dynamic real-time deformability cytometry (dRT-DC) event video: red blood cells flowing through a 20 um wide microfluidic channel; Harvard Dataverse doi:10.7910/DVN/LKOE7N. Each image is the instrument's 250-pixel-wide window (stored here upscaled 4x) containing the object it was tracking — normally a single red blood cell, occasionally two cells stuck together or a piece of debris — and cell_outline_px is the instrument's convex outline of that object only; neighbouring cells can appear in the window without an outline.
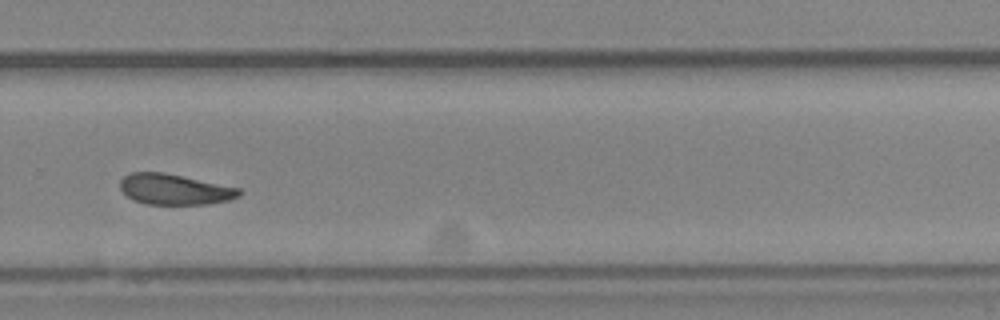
{"species": "Egyptian fruit bat (a non-hibernating species)", "species_latin": "Rousettus aegyptiacus", "temperature_condition": "cold", "stored_images_in_passage": 24, "segment_of_instrument_passage": [2, 2], "camera_frame_rate_fps": 3000, "um_per_image_px": 0.085, "animal": {"sex": "female"}, "frame": {"image": 1, "passage_image": 22, "time_ms": 7.0, "image_size_px": [1000, 320], "cell_outline_px": [[160, 272], [144, 280], [32, 280], [20, 276], [28, 272], [112, 264], [160, 268]], "centroid_in_image_um": [8.12, 23.23], "position_along_channel_um": 321.7, "area_um2": 11.85}}